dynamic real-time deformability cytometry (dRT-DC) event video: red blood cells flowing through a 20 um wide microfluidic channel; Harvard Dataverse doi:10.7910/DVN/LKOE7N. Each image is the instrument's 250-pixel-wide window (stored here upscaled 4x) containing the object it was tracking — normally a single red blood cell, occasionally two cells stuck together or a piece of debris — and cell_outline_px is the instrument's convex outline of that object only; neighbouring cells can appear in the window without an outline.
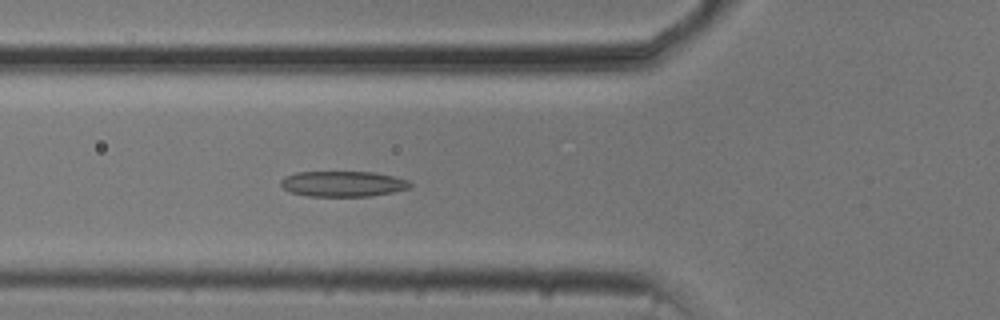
{"species": "common noctule bat (a hibernating species)", "species_latin": "Nyctalus noctula", "temperature_condition": "cold", "stored_images_in_passage": 27, "camera_frame_rate_fps": 3000, "um_per_image_px": 0.085, "animal": {"sex": "male", "body_mass_g": 20.5, "forearm_length_mm": 52.5}, "frame": {"image": 1, "passage_image": 19, "time_ms": 6.0, "image_size_px": [1000, 320], "cell_outline_px": [[412, 188], [392, 192], [368, 196], [308, 196], [292, 192], [284, 188], [280, 184], [280, 180], [284, 176], [296, 172], [372, 172], [392, 176], [408, 180], [412, 184]], "centroid_in_image_um": [29.15, 15.62], "position_along_channel_um": 96.7, "area_um2": 19.19}}
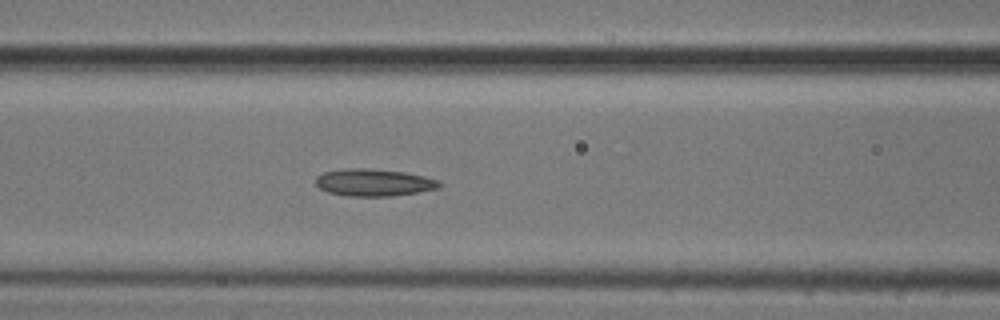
{"frame": {"image": 2, "passage_image": 22, "time_ms": 7.0, "image_size_px": [1000, 320], "cell_outline_px": [[440, 188], [392, 196], [348, 196], [328, 192], [320, 188], [316, 184], [316, 176], [324, 172], [344, 168], [364, 168], [404, 172], [424, 176], [440, 180]], "centroid_in_image_um": [31.77, 15.51], "position_along_channel_um": 134.8, "area_um2": 19.54}}
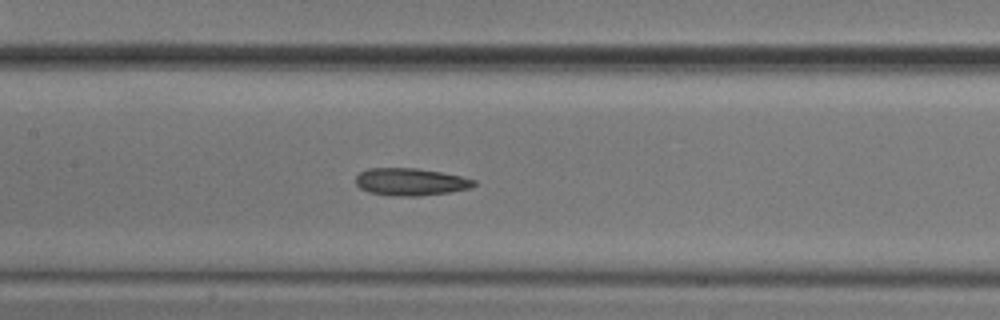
{"frame": {"image": 3, "passage_image": 25, "time_ms": 8.0, "image_size_px": [1000, 320], "cell_outline_px": [[476, 184], [472, 188], [448, 192], [416, 196], [392, 196], [368, 192], [360, 188], [356, 184], [356, 176], [360, 172], [368, 168], [416, 168], [440, 172], [460, 176], [476, 180]], "centroid_in_image_um": [34.88, 15.46], "position_along_channel_um": 172.5, "area_um2": 18.84}}